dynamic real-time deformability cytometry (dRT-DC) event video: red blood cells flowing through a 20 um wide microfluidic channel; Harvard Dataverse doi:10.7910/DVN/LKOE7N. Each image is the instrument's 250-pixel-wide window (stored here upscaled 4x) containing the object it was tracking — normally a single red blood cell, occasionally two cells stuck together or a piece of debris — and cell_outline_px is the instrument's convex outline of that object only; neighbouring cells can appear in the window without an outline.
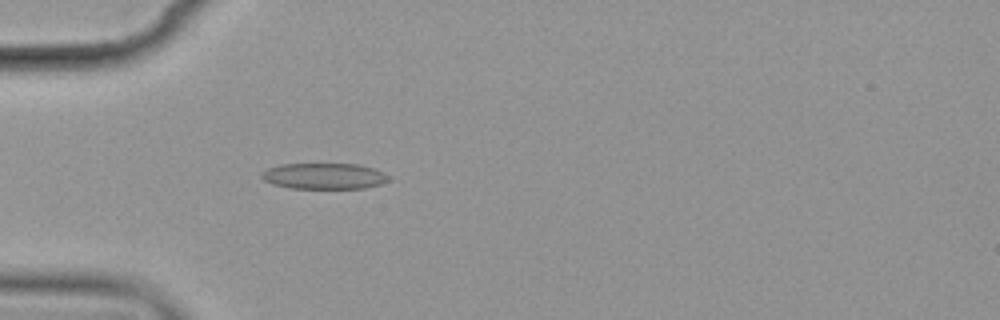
{"species": "common noctule bat (a hibernating species)", "species_latin": "Nyctalus noctula", "temperature_condition": "cold", "stored_images_in_passage": 4, "camera_frame_rate_fps": 3000, "um_per_image_px": 0.085, "animal": {"sex": "female", "body_mass_g": 19.9}, "frame": {"image": 1, "passage_image": 4, "time_ms": 3.333, "image_size_px": [1000, 320], "cell_outline_px": [[388, 180], [380, 184], [364, 188], [292, 188], [272, 184], [264, 180], [260, 176], [260, 172], [268, 168], [280, 164], [360, 164], [384, 172], [388, 176]], "centroid_in_image_um": [27.51, 14.96], "position_along_channel_um": 57.5, "area_um2": 19.19}}